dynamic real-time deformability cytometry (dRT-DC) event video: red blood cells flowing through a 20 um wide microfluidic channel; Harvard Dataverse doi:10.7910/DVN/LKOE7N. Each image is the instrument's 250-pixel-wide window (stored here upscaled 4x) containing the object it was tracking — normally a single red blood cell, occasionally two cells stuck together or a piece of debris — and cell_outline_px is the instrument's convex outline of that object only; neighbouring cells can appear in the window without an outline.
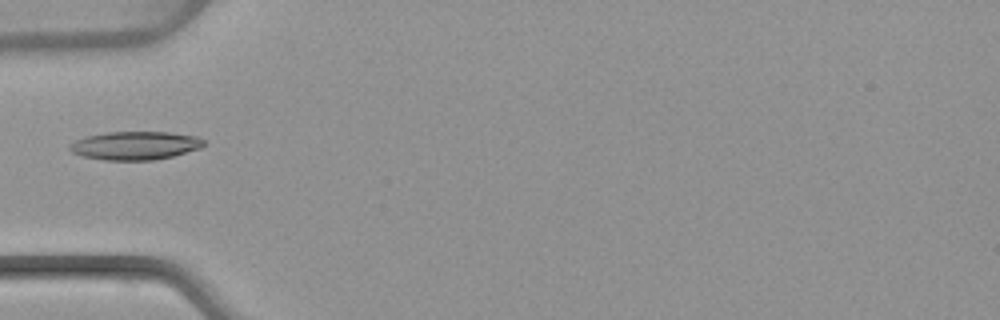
{"species": "common noctule bat (a hibernating species)", "species_latin": "Nyctalus noctula", "temperature_condition": "warm", "stored_images_in_passage": 34, "camera_frame_rate_fps": 3000, "um_per_image_px": 0.085, "animal": {"sex": "female", "body_mass_g": 22.7, "forearm_length_mm": 54.2}, "frame": {"image": 1, "passage_image": 1, "time_ms": 0.0, "image_size_px": [1000, 320], "cell_outline_px": [[204, 144], [200, 148], [172, 156], [152, 160], [104, 160], [84, 156], [72, 152], [68, 148], [68, 144], [76, 140], [88, 136], [108, 132], [168, 132], [196, 136], [204, 140]], "centroid_in_image_um": [11.47, 12.37], "position_along_channel_um": 73.5, "area_um2": 21.96}}
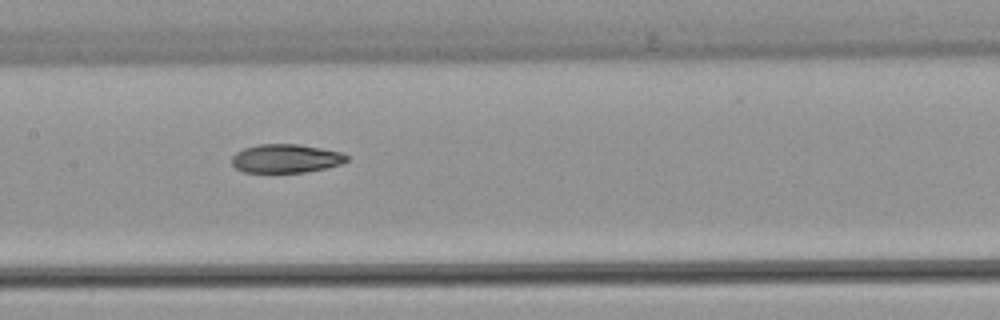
{"frame": {"image": 2, "passage_image": 9, "time_ms": 2.667, "image_size_px": [1000, 320], "cell_outline_px": [[348, 160], [340, 164], [324, 168], [304, 172], [244, 172], [236, 168], [232, 164], [232, 156], [236, 152], [244, 148], [260, 144], [296, 144], [320, 148], [340, 152], [348, 156]], "centroid_in_image_um": [24.27, 13.47], "position_along_channel_um": 183.1, "area_um2": 18.96}}
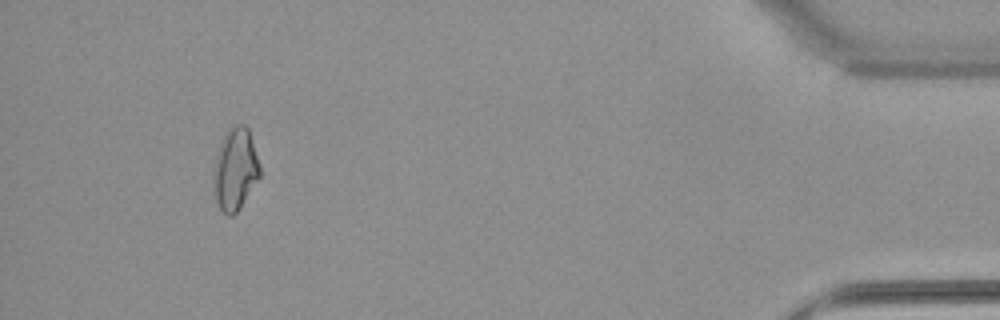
{"frame": {"image": 3, "passage_image": 31, "time_ms": 10.0, "image_size_px": [1000, 320], "cell_outline_px": [[260, 176], [240, 208], [232, 216], [228, 216], [220, 208], [216, 200], [212, 180], [212, 168], [220, 144], [228, 128], [236, 124], [244, 124], [248, 128], [260, 164]], "centroid_in_image_um": [19.98, 14.38], "position_along_channel_um": 415.2, "area_um2": 22.25}}